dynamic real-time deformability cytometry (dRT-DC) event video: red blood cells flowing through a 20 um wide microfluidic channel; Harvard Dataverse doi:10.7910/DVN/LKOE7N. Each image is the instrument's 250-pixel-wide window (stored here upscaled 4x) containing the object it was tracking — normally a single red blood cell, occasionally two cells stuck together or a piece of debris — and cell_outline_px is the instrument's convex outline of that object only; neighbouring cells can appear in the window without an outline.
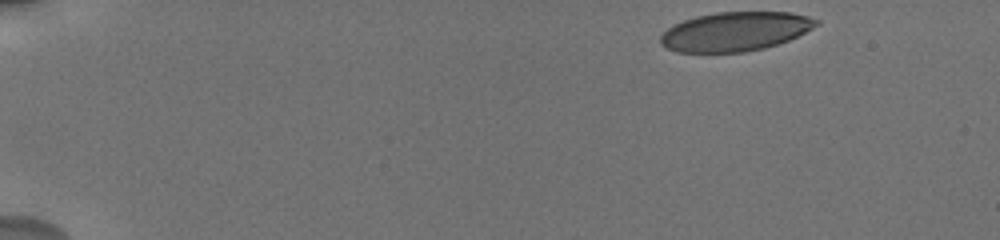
{"species": "human", "species_latin": "Homo sapiens", "temperature_condition": "cold", "stored_images_in_passage": 31, "camera_frame_rate_fps": 3000, "um_per_image_px": 0.085, "donor": {"sex": "male"}, "frame": {"image": 1, "passage_image": 1, "time_ms": 0.0, "image_size_px": [1000, 240], "cell_outline_px": [[820, 24], [788, 40], [764, 48], [744, 52], [676, 52], [660, 44], [660, 36], [668, 28], [684, 20], [696, 16], [716, 12], [792, 12], [808, 16], [820, 20]], "centroid_in_image_um": [62.5, 2.67], "position_along_channel_um": 22.5, "area_um2": 35.37}}
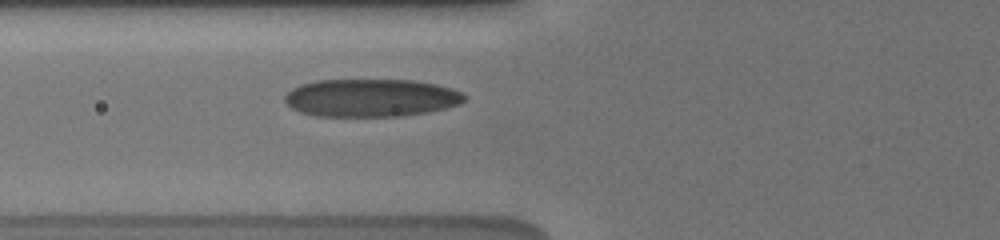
{"frame": {"image": 2, "passage_image": 14, "time_ms": 5.333, "image_size_px": [1000, 240], "cell_outline_px": [[468, 96], [460, 104], [428, 112], [400, 116], [316, 116], [300, 112], [292, 108], [284, 100], [284, 96], [292, 88], [300, 84], [316, 80], [412, 80], [436, 84], [452, 88]], "centroid_in_image_um": [31.53, 8.31], "position_along_channel_um": 94.3, "area_um2": 39.71}}
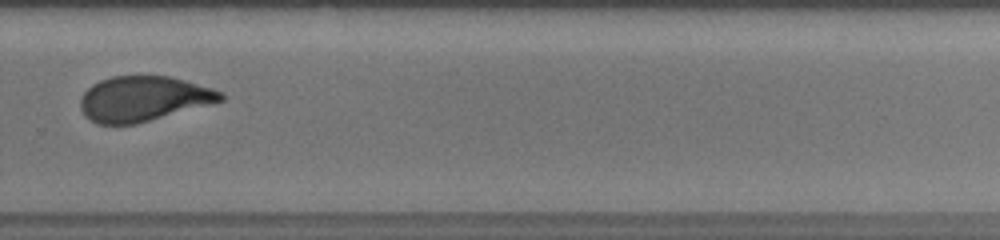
{"frame": {"image": 3, "passage_image": 26, "time_ms": 11.333, "image_size_px": [1000, 240], "cell_outline_px": [[224, 100], [136, 124], [96, 124], [84, 116], [80, 108], [80, 100], [84, 92], [92, 84], [100, 80], [112, 76], [168, 76], [184, 80], [212, 88], [224, 92]], "centroid_in_image_um": [12.16, 8.39], "position_along_channel_um": 317.6, "area_um2": 36.76}, "authors_computed_cell_mechanics": {"area_um2": 38.726, "velocity_mm_per_s": 3.7215, "shape_relaxation_time_tau1_ms": 5.0199, "shape_relaxation_time_tau2_ms": 1.2544, "deformation_change_tau1": 0.1653, "deformation_change_tau2": 0.0889}}